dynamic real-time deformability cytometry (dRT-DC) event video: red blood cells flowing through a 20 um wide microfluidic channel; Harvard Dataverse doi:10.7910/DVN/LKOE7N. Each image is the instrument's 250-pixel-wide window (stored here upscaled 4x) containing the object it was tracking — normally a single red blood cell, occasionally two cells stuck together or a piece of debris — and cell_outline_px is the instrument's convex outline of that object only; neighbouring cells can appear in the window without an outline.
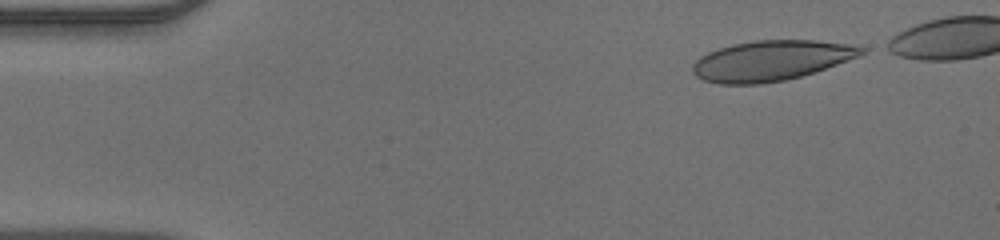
{"species": "human", "species_latin": "Homo sapiens", "temperature_condition": "warm", "stored_images_in_passage": 40, "camera_frame_rate_fps": 3000, "um_per_image_px": 0.085, "donor": {"sex": "male"}, "frame": {"image": 1, "passage_image": 1, "time_ms": 0.0, "image_size_px": [1000, 240], "cell_outline_px": [[868, 52], [860, 56], [800, 76], [784, 80], [760, 84], [720, 84], [704, 80], [696, 76], [692, 72], [692, 64], [700, 56], [708, 52], [732, 44], [756, 40], [816, 40], [852, 44], [868, 48]], "centroid_in_image_um": [65.56, 5.14], "position_along_channel_um": 19.4, "area_um2": 39.59}}
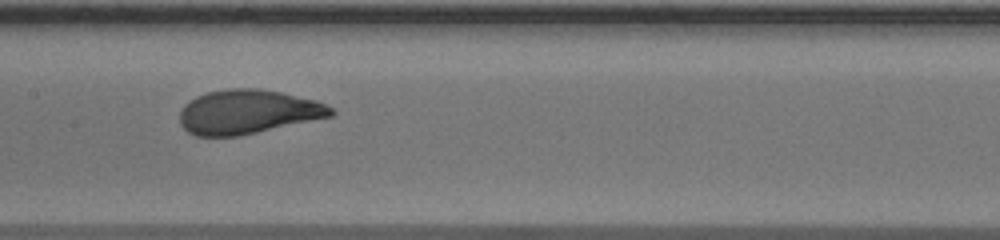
{"frame": {"image": 2, "passage_image": 20, "time_ms": 6.333, "image_size_px": [1000, 240], "cell_outline_px": [[336, 112], [332, 116], [240, 136], [196, 136], [188, 132], [180, 124], [180, 112], [184, 104], [196, 96], [208, 92], [228, 88], [260, 88], [280, 92], [316, 100], [332, 108]], "centroid_in_image_um": [21.05, 9.51], "position_along_channel_um": 186.3, "area_um2": 38.96}}
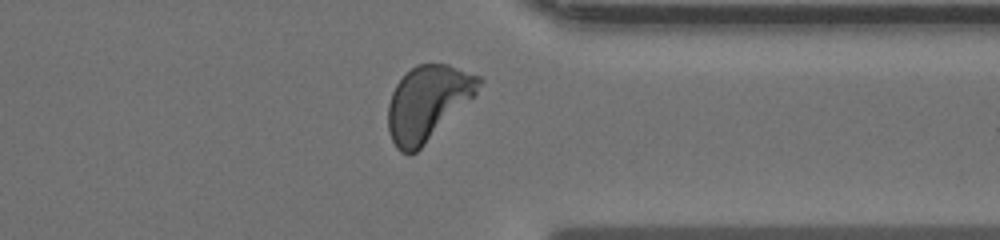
{"frame": {"image": 3, "passage_image": 34, "time_ms": 11.0, "image_size_px": [1000, 240], "cell_outline_px": [[484, 80], [476, 92], [416, 152], [408, 156], [400, 152], [396, 148], [388, 132], [388, 104], [392, 92], [396, 84], [416, 64], [448, 64], [480, 76]], "centroid_in_image_um": [36.31, 8.74], "position_along_channel_um": 375.1, "area_um2": 38.78}}